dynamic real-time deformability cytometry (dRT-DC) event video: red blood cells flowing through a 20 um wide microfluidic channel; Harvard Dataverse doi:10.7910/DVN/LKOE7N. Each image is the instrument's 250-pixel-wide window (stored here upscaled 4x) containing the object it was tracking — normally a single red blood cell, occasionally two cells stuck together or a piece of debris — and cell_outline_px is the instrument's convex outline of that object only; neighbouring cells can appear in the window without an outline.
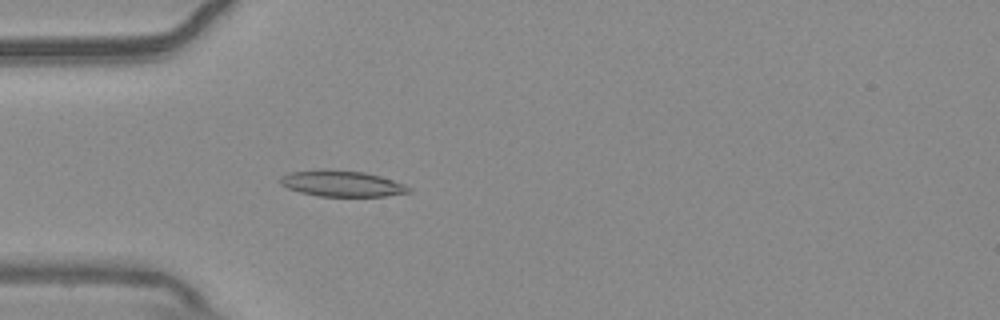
{"species": "common noctule bat (a hibernating species)", "species_latin": "Nyctalus noctula", "temperature_condition": "warm", "stored_images_in_passage": 50, "camera_frame_rate_fps": 3000, "um_per_image_px": 0.085, "animal": {"sex": "male", "body_mass_g": 20.4}, "frame": {"image": 1, "passage_image": 12, "time_ms": 3.667, "image_size_px": [1000, 320], "cell_outline_px": [[412, 192], [384, 196], [320, 196], [300, 192], [288, 188], [280, 184], [280, 176], [288, 172], [320, 168], [324, 168], [364, 172], [380, 176], [404, 184], [412, 188]], "centroid_in_image_um": [29.03, 15.58], "position_along_channel_um": 56.0, "area_um2": 19.71}}
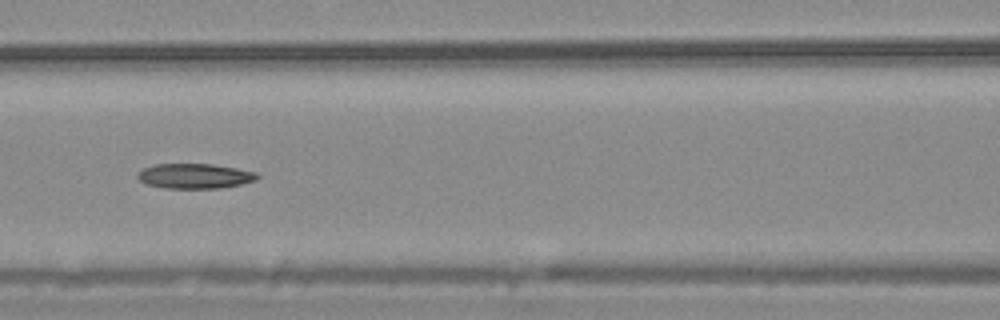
{"frame": {"image": 2, "passage_image": 20, "time_ms": 6.333, "image_size_px": [1000, 320], "cell_outline_px": [[260, 176], [256, 180], [240, 184], [220, 188], [164, 188], [144, 184], [136, 176], [144, 168], [156, 164], [212, 164], [236, 168], [256, 172]], "centroid_in_image_um": [16.55, 14.96], "position_along_channel_um": 150.0, "area_um2": 17.34}}
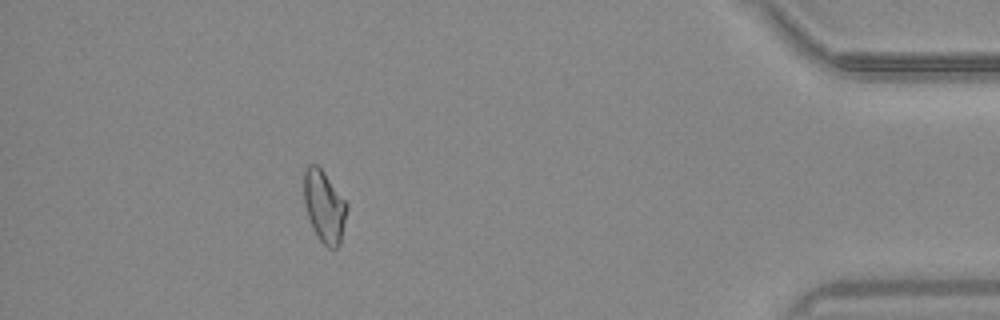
{"frame": {"image": 3, "passage_image": 45, "time_ms": 14.667, "image_size_px": [1000, 320], "cell_outline_px": [[348, 208], [340, 244], [336, 248], [328, 248], [316, 236], [312, 228], [304, 204], [304, 172], [308, 164], [316, 164], [324, 172], [348, 204]], "centroid_in_image_um": [27.56, 17.56], "position_along_channel_um": 407.6, "area_um2": 18.03}}